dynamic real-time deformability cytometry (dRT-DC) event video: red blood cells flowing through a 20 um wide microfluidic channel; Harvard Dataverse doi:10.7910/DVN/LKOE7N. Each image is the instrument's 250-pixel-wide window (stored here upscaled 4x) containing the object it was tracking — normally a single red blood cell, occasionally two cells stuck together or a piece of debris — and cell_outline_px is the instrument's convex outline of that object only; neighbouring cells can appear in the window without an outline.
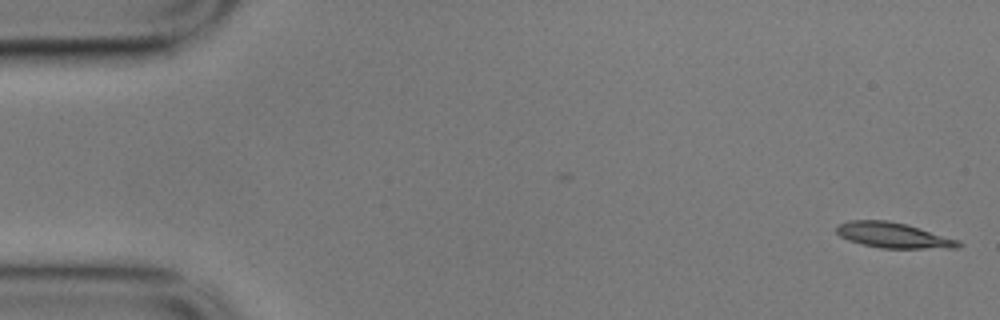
{"species": "common noctule bat (a hibernating species)", "species_latin": "Nyctalus noctula", "temperature_condition": "cold", "stored_images_in_passage": 14, "camera_frame_rate_fps": 3000, "um_per_image_px": 0.085, "animal": {"sex": "male", "body_mass_g": 17.9}, "frame": {"image": 1, "passage_image": 1, "time_ms": 0.0, "image_size_px": [1000, 320], "cell_outline_px": [[964, 244], [960, 248], [880, 248], [848, 240], [840, 236], [836, 232], [836, 228], [840, 224], [848, 220], [888, 220], [908, 224], [960, 240]], "centroid_in_image_um": [75.99, 19.99], "position_along_channel_um": 9.0, "area_um2": 18.21}}
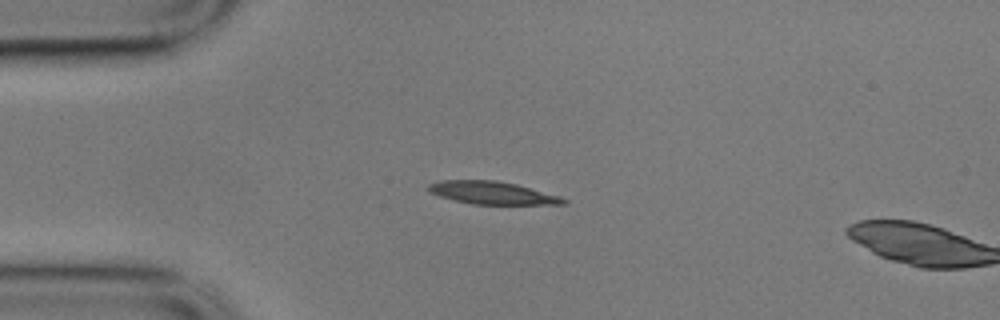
{"frame": {"image": 2, "passage_image": 13, "time_ms": 4.0, "image_size_px": [1000, 320], "cell_outline_px": [[568, 204], [472, 204], [440, 196], [428, 192], [428, 184], [440, 180], [496, 180], [516, 184], [560, 196], [568, 200]], "centroid_in_image_um": [41.84, 16.39], "position_along_channel_um": 43.2, "area_um2": 17.8}}